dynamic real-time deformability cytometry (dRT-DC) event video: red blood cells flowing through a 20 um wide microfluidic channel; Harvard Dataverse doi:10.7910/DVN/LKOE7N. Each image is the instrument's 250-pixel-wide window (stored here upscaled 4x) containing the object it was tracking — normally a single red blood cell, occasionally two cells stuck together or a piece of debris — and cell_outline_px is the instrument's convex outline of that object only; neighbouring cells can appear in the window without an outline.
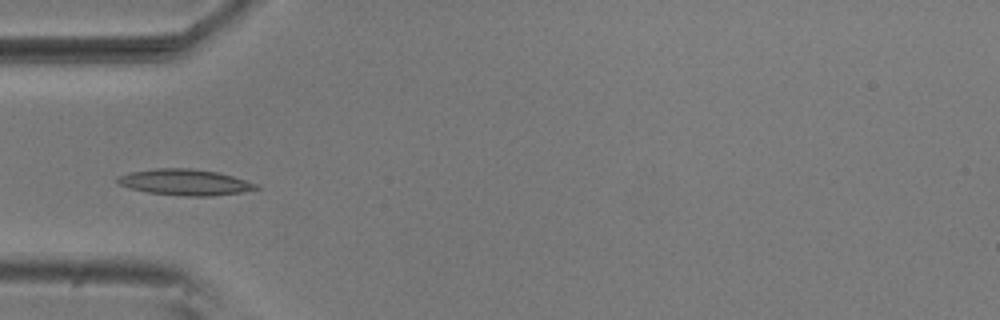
{"species": "common noctule bat (a hibernating species)", "species_latin": "Nyctalus noctula", "temperature_condition": "room temperature", "stored_images_in_passage": 8, "camera_frame_rate_fps": 3000, "um_per_image_px": 0.085, "animal": {"sex": "male", "body_mass_g": 20.5, "forearm_length_mm": 52.5}, "frame": {"image": 1, "passage_image": 5, "time_ms": 1.333, "image_size_px": [1000, 320], "cell_outline_px": [[260, 188], [244, 192], [212, 196], [184, 196], [148, 192], [116, 184], [116, 176], [128, 172], [156, 168], [192, 168], [216, 172], [232, 176], [260, 184]], "centroid_in_image_um": [15.72, 15.48], "position_along_channel_um": 69.3, "area_um2": 21.21}}
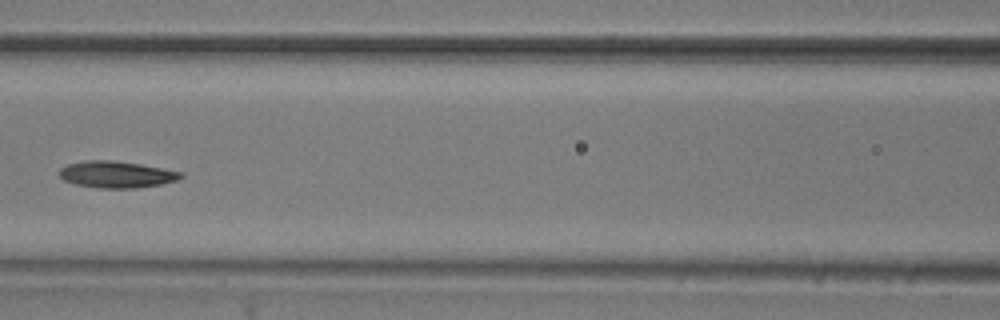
{"frame": {"image": 2, "passage_image": 7, "time_ms": 2.0, "image_size_px": [1000, 320], "cell_outline_px": [[184, 176], [180, 180], [160, 184], [136, 188], [100, 188], [76, 184], [64, 180], [60, 176], [60, 168], [68, 164], [84, 160], [112, 160], [140, 164], [184, 172]], "centroid_in_image_um": [9.94, 14.82], "position_along_channel_um": 156.7, "area_um2": 18.9}}
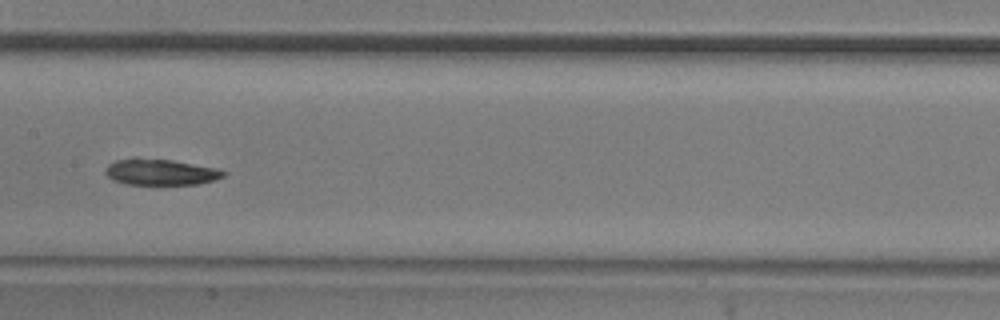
{"frame": {"image": 3, "passage_image": 8, "time_ms": 2.333, "image_size_px": [1000, 320], "cell_outline_px": [[228, 172], [224, 176], [216, 180], [196, 184], [124, 184], [112, 180], [104, 172], [104, 168], [108, 164], [116, 160], [132, 156], [136, 156], [172, 160], [220, 168]], "centroid_in_image_um": [13.63, 14.59], "position_along_channel_um": 193.8, "area_um2": 18.55}}